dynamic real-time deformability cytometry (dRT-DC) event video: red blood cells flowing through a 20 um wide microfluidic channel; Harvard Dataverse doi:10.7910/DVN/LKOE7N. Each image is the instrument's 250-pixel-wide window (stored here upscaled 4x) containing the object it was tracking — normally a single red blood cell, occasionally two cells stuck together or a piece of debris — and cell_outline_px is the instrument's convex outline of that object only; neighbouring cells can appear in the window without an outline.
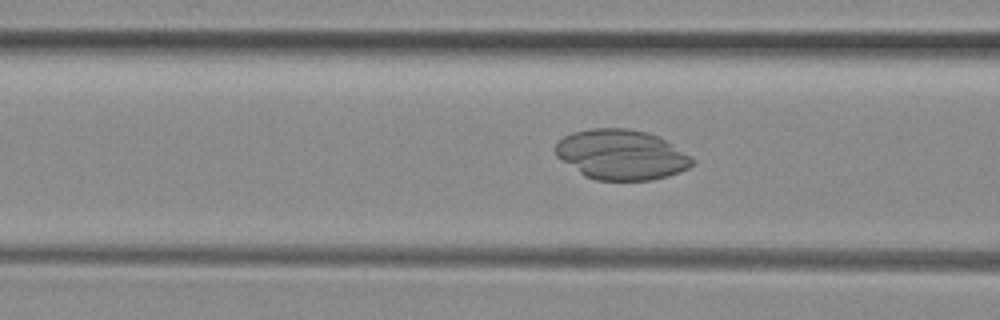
{"species": "common noctule bat (a hibernating species)", "species_latin": "Nyctalus noctula", "temperature_condition": "room temperature", "stored_images_in_passage": 51, "camera_frame_rate_fps": 3000, "um_per_image_px": 0.085, "animal": {"sex": "female", "body_mass_g": 29.2, "forearm_length_mm": 56.3}, "frame": {"image": 1, "passage_image": 20, "time_ms": 6.333, "image_size_px": [1000, 320], "cell_outline_px": [[696, 160], [688, 168], [680, 172], [668, 176], [652, 180], [596, 180], [584, 176], [556, 156], [552, 148], [564, 136], [572, 132], [592, 128], [628, 128], [648, 132], [660, 136], [692, 156]], "centroid_in_image_um": [52.82, 13.14], "position_along_channel_um": 113.8, "area_um2": 40.34}}
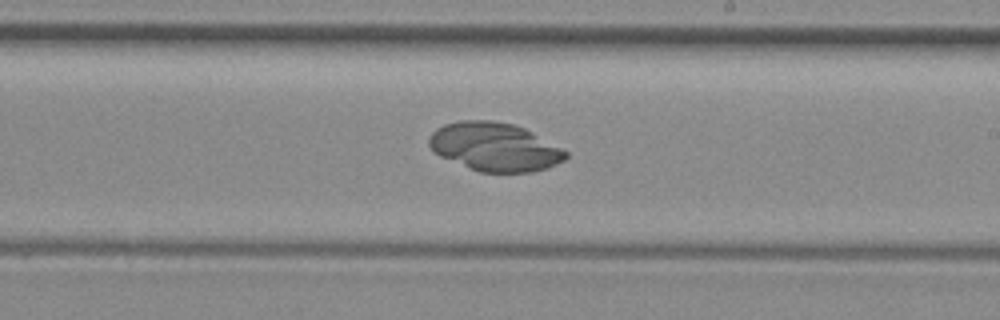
{"frame": {"image": 2, "passage_image": 30, "time_ms": 9.667, "image_size_px": [1000, 320], "cell_outline_px": [[568, 156], [564, 160], [548, 168], [532, 172], [480, 172], [440, 156], [428, 144], [428, 136], [436, 128], [444, 124], [460, 120], [492, 120], [512, 124], [524, 128], [532, 132], [568, 152]], "centroid_in_image_um": [42.04, 12.48], "position_along_channel_um": 247.0, "area_um2": 38.44}}
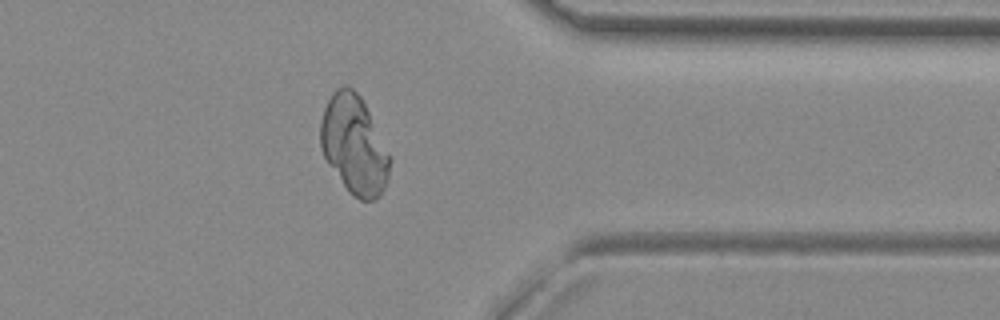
{"frame": {"image": 3, "passage_image": 41, "time_ms": 13.333, "image_size_px": [1000, 320], "cell_outline_px": [[392, 160], [388, 180], [380, 196], [376, 200], [360, 200], [348, 192], [328, 164], [320, 148], [320, 124], [324, 108], [332, 92], [336, 88], [344, 84], [348, 84], [360, 96], [392, 156]], "centroid_in_image_um": [30.11, 12.33], "position_along_channel_um": 381.3, "area_um2": 40.29}}